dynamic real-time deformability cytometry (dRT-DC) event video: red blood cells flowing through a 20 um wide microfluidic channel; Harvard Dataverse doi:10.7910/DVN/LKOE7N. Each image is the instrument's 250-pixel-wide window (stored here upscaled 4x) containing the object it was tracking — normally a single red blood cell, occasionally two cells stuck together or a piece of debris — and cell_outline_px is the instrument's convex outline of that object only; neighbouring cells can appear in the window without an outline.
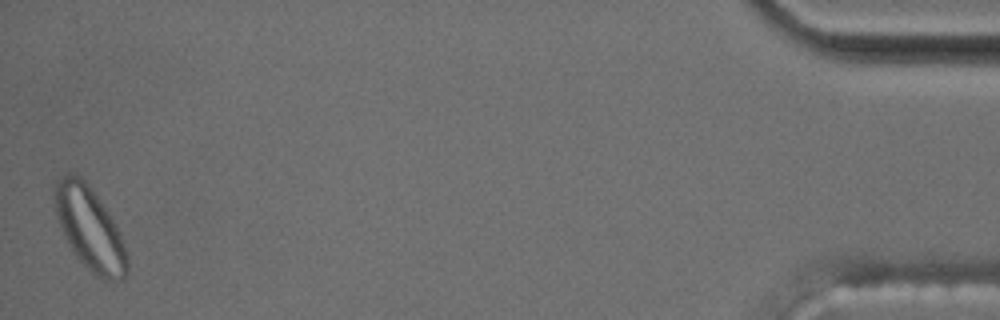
{"species": "common noctule bat (a hibernating species)", "species_latin": "Nyctalus noctula", "temperature_condition": "cold", "stored_images_in_passage": 50, "segment_of_instrument_passage": [2, 2], "camera_frame_rate_fps": 3000, "um_per_image_px": 0.085, "animal": {"sex": "male", "body_mass_g": 17.5, "forearm_length_mm": 52.3}, "frame": {"image": 1, "passage_image": 50, "time_ms": 16.333, "image_size_px": [1000, 320], "cell_outline_px": [[128, 272], [124, 280], [104, 280], [96, 276], [72, 252], [64, 236], [56, 216], [52, 188], [60, 176], [64, 172], [72, 172], [80, 176], [88, 184], [100, 200], [116, 224], [120, 232], [128, 256]], "centroid_in_image_um": [7.61, 19.4], "position_along_channel_um": 427.6, "area_um2": 35.49}}